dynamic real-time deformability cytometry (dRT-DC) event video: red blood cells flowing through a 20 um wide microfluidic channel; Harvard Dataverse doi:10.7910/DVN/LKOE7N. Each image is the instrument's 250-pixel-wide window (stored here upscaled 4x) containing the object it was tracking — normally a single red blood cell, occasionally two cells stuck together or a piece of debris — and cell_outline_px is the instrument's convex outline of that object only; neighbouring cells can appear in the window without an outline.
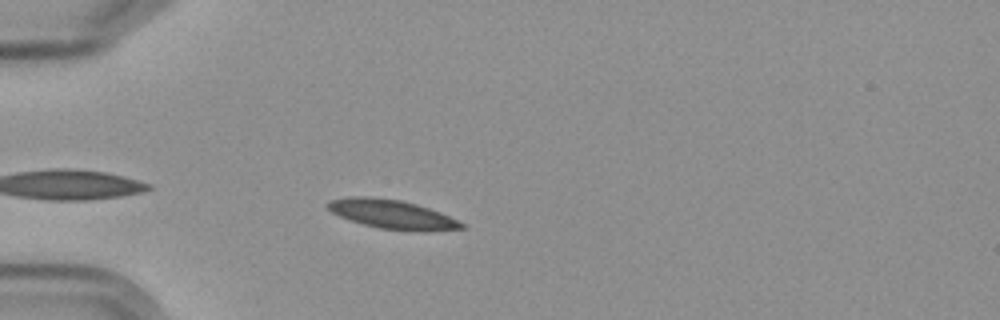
{"species": "Egyptian fruit bat (a non-hibernating species)", "species_latin": "Rousettus aegyptiacus", "temperature_condition": "cold", "stored_images_in_passage": 2, "camera_frame_rate_fps": 3000, "um_per_image_px": 0.085, "frame": {"image": 1, "passage_image": 2, "time_ms": 1.0, "image_size_px": [1000, 320], "cell_outline_px": [[468, 228], [424, 232], [416, 232], [380, 228], [348, 220], [332, 212], [324, 204], [328, 200], [348, 196], [368, 196], [400, 200], [416, 204], [440, 212], [464, 224]], "centroid_in_image_um": [33.31, 18.22], "position_along_channel_um": 51.7, "area_um2": 22.83}}